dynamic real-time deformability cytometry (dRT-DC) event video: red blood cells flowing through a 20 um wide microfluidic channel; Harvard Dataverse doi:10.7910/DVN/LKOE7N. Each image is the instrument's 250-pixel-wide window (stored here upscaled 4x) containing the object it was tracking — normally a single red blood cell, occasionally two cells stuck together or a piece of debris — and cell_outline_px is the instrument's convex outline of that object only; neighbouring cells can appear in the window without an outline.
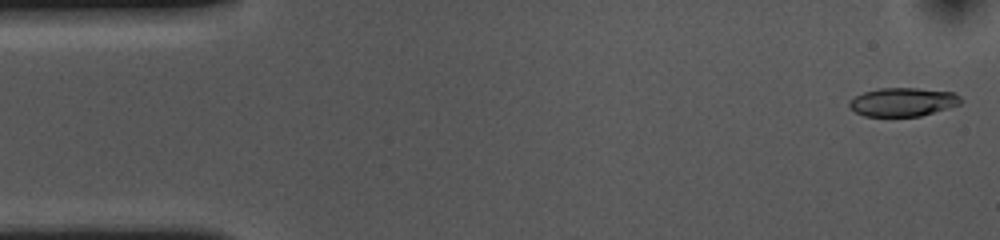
{"species": "common noctule bat (a hibernating species)", "species_latin": "Nyctalus noctula", "temperature_condition": "cold", "stored_images_in_passage": 53, "camera_frame_rate_fps": 3000, "um_per_image_px": 0.085, "animal": {"sex": "female", "body_mass_g": 10.0, "forearm_length_mm": 53.1}, "frame": {"image": 1, "passage_image": 1, "time_ms": 0.0, "image_size_px": [1000, 240], "cell_outline_px": [[964, 100], [960, 104], [920, 116], [864, 116], [856, 112], [848, 104], [856, 96], [864, 92], [880, 88], [916, 88], [952, 92], [960, 96]], "centroid_in_image_um": [76.77, 8.67], "position_along_channel_um": 8.2, "area_um2": 18.32}}
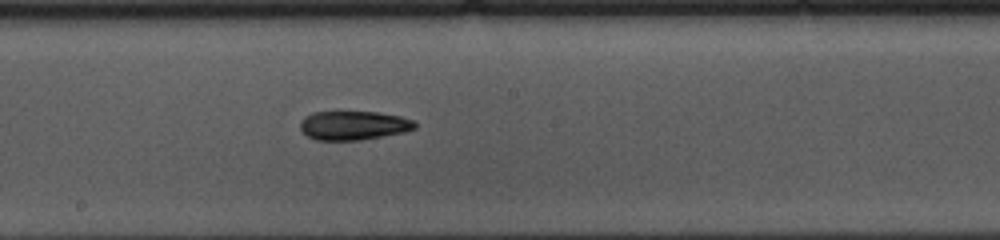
{"frame": {"image": 2, "passage_image": 27, "time_ms": 8.667, "image_size_px": [1000, 240], "cell_outline_px": [[416, 128], [404, 132], [360, 140], [316, 140], [308, 136], [300, 128], [300, 120], [304, 116], [312, 112], [340, 108], [380, 112], [400, 116], [416, 120]], "centroid_in_image_um": [30.02, 10.59], "position_along_channel_um": 218.2, "area_um2": 20.46}}
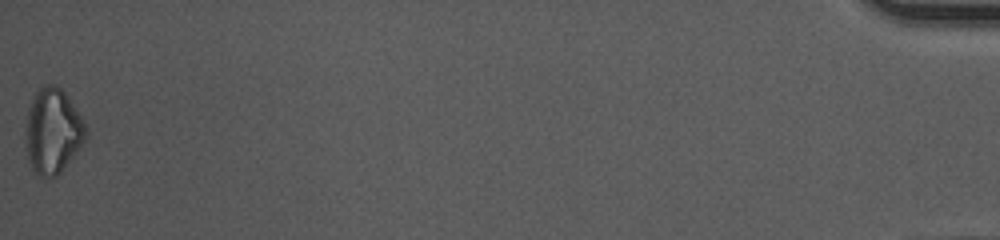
{"frame": {"image": 3, "passage_image": 53, "time_ms": 17.333, "image_size_px": [1000, 240], "cell_outline_px": [[88, 136], [76, 152], [60, 172], [56, 176], [40, 176], [32, 168], [28, 160], [24, 144], [24, 132], [28, 108], [36, 92], [44, 84], [56, 84], [64, 92], [84, 120], [88, 132]], "centroid_in_image_um": [4.46, 11.13], "position_along_channel_um": 430.7, "area_um2": 30.0}, "authors_computed_cell_mechanics": {"area_um2": 19.7676, "velocity_mm_per_s": 3.6683, "shape_relaxation_time_tau1_ms": 4.7512, "shape_relaxation_time_tau2_ms": 7.4153, "deformation_change_tau1": 0.1316, "deformation_change_tau2": 0.1756}}